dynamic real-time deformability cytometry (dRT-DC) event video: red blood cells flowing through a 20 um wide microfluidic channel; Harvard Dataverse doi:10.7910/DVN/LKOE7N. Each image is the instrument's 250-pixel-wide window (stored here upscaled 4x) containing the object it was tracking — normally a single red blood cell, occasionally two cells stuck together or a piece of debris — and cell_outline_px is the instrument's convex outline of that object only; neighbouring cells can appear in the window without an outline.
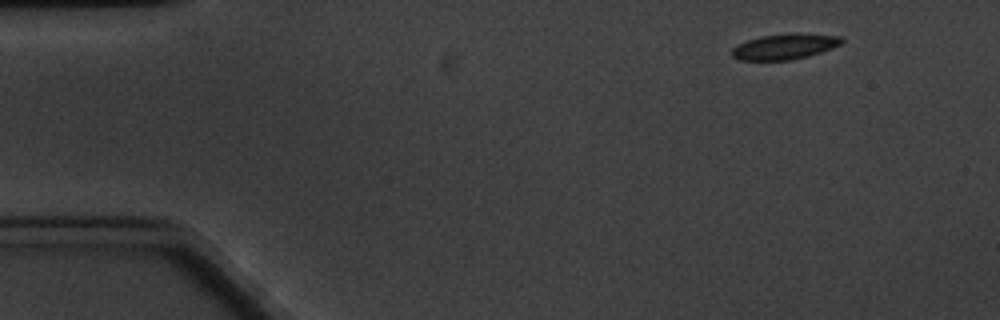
{"species": "common noctule bat (a hibernating species)", "species_latin": "Nyctalus noctula", "temperature_condition": "cold", "stored_images_in_passage": 5, "segment_of_instrument_passage": [1, 2], "camera_frame_rate_fps": 3000, "um_per_image_px": 0.085, "animal": {"sex": "male", "body_mass_g": 20.1, "forearm_length_mm": 53.5}, "frame": {"image": 1, "passage_image": 1, "time_ms": 0.0, "image_size_px": [1000, 320], "cell_outline_px": [[844, 40], [840, 44], [832, 48], [808, 56], [792, 60], [740, 60], [732, 56], [732, 48], [736, 44], [760, 36], [792, 32], [800, 32], [844, 36]], "centroid_in_image_um": [66.73, 3.93], "position_along_channel_um": 18.3, "area_um2": 16.7}}
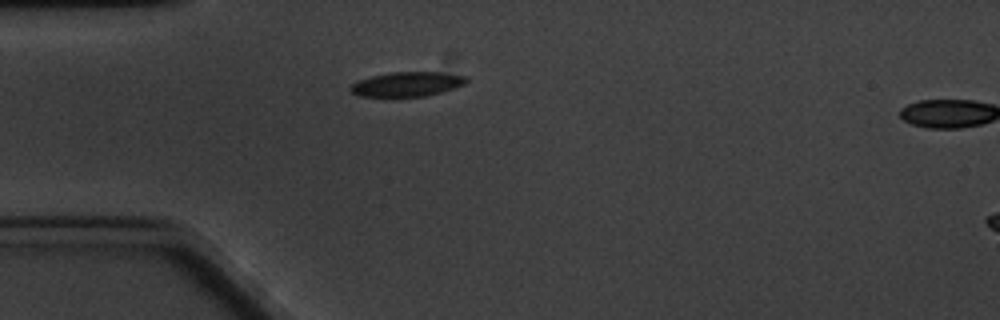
{"frame": {"image": 2, "passage_image": 4, "time_ms": 3.333, "image_size_px": [1000, 320], "cell_outline_px": [[468, 80], [464, 84], [440, 92], [424, 96], [356, 96], [348, 88], [356, 80], [372, 76], [392, 72], [440, 72], [468, 76]], "centroid_in_image_um": [34.57, 7.14], "position_along_channel_um": 50.4, "area_um2": 16.47}}